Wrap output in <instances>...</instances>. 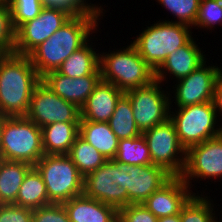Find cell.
I'll return each instance as SVG.
<instances>
[{
	"instance_id": "1",
	"label": "cell",
	"mask_w": 222,
	"mask_h": 222,
	"mask_svg": "<svg viewBox=\"0 0 222 222\" xmlns=\"http://www.w3.org/2000/svg\"><path fill=\"white\" fill-rule=\"evenodd\" d=\"M100 18L91 12L71 17L50 38L35 48L28 56L40 77L57 71L72 53L90 42L89 37L97 30Z\"/></svg>"
},
{
	"instance_id": "2",
	"label": "cell",
	"mask_w": 222,
	"mask_h": 222,
	"mask_svg": "<svg viewBox=\"0 0 222 222\" xmlns=\"http://www.w3.org/2000/svg\"><path fill=\"white\" fill-rule=\"evenodd\" d=\"M40 82L29 56L0 55V112L6 117H25Z\"/></svg>"
},
{
	"instance_id": "3",
	"label": "cell",
	"mask_w": 222,
	"mask_h": 222,
	"mask_svg": "<svg viewBox=\"0 0 222 222\" xmlns=\"http://www.w3.org/2000/svg\"><path fill=\"white\" fill-rule=\"evenodd\" d=\"M146 28L131 44L154 72L167 56L193 38L191 28L194 27L169 20L163 22L159 20Z\"/></svg>"
},
{
	"instance_id": "4",
	"label": "cell",
	"mask_w": 222,
	"mask_h": 222,
	"mask_svg": "<svg viewBox=\"0 0 222 222\" xmlns=\"http://www.w3.org/2000/svg\"><path fill=\"white\" fill-rule=\"evenodd\" d=\"M100 52L101 80L114 84L126 92L150 84L155 80L154 70L142 59L130 43L123 50Z\"/></svg>"
},
{
	"instance_id": "5",
	"label": "cell",
	"mask_w": 222,
	"mask_h": 222,
	"mask_svg": "<svg viewBox=\"0 0 222 222\" xmlns=\"http://www.w3.org/2000/svg\"><path fill=\"white\" fill-rule=\"evenodd\" d=\"M44 155L42 129L27 117H7L0 139V159L34 166Z\"/></svg>"
},
{
	"instance_id": "6",
	"label": "cell",
	"mask_w": 222,
	"mask_h": 222,
	"mask_svg": "<svg viewBox=\"0 0 222 222\" xmlns=\"http://www.w3.org/2000/svg\"><path fill=\"white\" fill-rule=\"evenodd\" d=\"M34 167L43 178L51 204L83 194L84 177L67 154H44Z\"/></svg>"
},
{
	"instance_id": "7",
	"label": "cell",
	"mask_w": 222,
	"mask_h": 222,
	"mask_svg": "<svg viewBox=\"0 0 222 222\" xmlns=\"http://www.w3.org/2000/svg\"><path fill=\"white\" fill-rule=\"evenodd\" d=\"M171 109L169 119L174 123L178 139L186 150L222 134V125H216L218 115L212 101L178 107L175 112Z\"/></svg>"
},
{
	"instance_id": "8",
	"label": "cell",
	"mask_w": 222,
	"mask_h": 222,
	"mask_svg": "<svg viewBox=\"0 0 222 222\" xmlns=\"http://www.w3.org/2000/svg\"><path fill=\"white\" fill-rule=\"evenodd\" d=\"M160 84L155 79L148 85L124 92L129 97L134 120L141 133L170 118L171 103L174 100L171 101L170 91L161 90Z\"/></svg>"
},
{
	"instance_id": "9",
	"label": "cell",
	"mask_w": 222,
	"mask_h": 222,
	"mask_svg": "<svg viewBox=\"0 0 222 222\" xmlns=\"http://www.w3.org/2000/svg\"><path fill=\"white\" fill-rule=\"evenodd\" d=\"M142 135L149 148L152 164L162 167L172 176H181L186 161V149L178 139L174 123L168 119L144 131Z\"/></svg>"
},
{
	"instance_id": "10",
	"label": "cell",
	"mask_w": 222,
	"mask_h": 222,
	"mask_svg": "<svg viewBox=\"0 0 222 222\" xmlns=\"http://www.w3.org/2000/svg\"><path fill=\"white\" fill-rule=\"evenodd\" d=\"M117 185L127 190V205L142 204L173 176L154 164L130 166L116 163Z\"/></svg>"
},
{
	"instance_id": "11",
	"label": "cell",
	"mask_w": 222,
	"mask_h": 222,
	"mask_svg": "<svg viewBox=\"0 0 222 222\" xmlns=\"http://www.w3.org/2000/svg\"><path fill=\"white\" fill-rule=\"evenodd\" d=\"M25 117L42 128L56 122H80V109L55 94L41 81L31 95Z\"/></svg>"
},
{
	"instance_id": "12",
	"label": "cell",
	"mask_w": 222,
	"mask_h": 222,
	"mask_svg": "<svg viewBox=\"0 0 222 222\" xmlns=\"http://www.w3.org/2000/svg\"><path fill=\"white\" fill-rule=\"evenodd\" d=\"M180 177L190 188L193 178H222V134L186 150L185 166Z\"/></svg>"
},
{
	"instance_id": "13",
	"label": "cell",
	"mask_w": 222,
	"mask_h": 222,
	"mask_svg": "<svg viewBox=\"0 0 222 222\" xmlns=\"http://www.w3.org/2000/svg\"><path fill=\"white\" fill-rule=\"evenodd\" d=\"M72 16L65 11L43 7L40 14L16 30L14 53L28 56L50 38Z\"/></svg>"
},
{
	"instance_id": "14",
	"label": "cell",
	"mask_w": 222,
	"mask_h": 222,
	"mask_svg": "<svg viewBox=\"0 0 222 222\" xmlns=\"http://www.w3.org/2000/svg\"><path fill=\"white\" fill-rule=\"evenodd\" d=\"M206 61L175 84L173 97L177 107L196 105L213 100L214 86L222 74L221 66H207ZM175 96V97H174Z\"/></svg>"
},
{
	"instance_id": "15",
	"label": "cell",
	"mask_w": 222,
	"mask_h": 222,
	"mask_svg": "<svg viewBox=\"0 0 222 222\" xmlns=\"http://www.w3.org/2000/svg\"><path fill=\"white\" fill-rule=\"evenodd\" d=\"M83 194L117 210L127 205V190L117 185L116 162L107 160L84 177Z\"/></svg>"
},
{
	"instance_id": "16",
	"label": "cell",
	"mask_w": 222,
	"mask_h": 222,
	"mask_svg": "<svg viewBox=\"0 0 222 222\" xmlns=\"http://www.w3.org/2000/svg\"><path fill=\"white\" fill-rule=\"evenodd\" d=\"M194 194L196 193L190 189L180 176H173L160 189L153 192L142 205L155 217L162 218L180 214L182 207Z\"/></svg>"
},
{
	"instance_id": "17",
	"label": "cell",
	"mask_w": 222,
	"mask_h": 222,
	"mask_svg": "<svg viewBox=\"0 0 222 222\" xmlns=\"http://www.w3.org/2000/svg\"><path fill=\"white\" fill-rule=\"evenodd\" d=\"M100 80L101 75L70 78L60 74L58 71L49 72L41 78V81L55 94L75 104L79 109L85 104Z\"/></svg>"
},
{
	"instance_id": "18",
	"label": "cell",
	"mask_w": 222,
	"mask_h": 222,
	"mask_svg": "<svg viewBox=\"0 0 222 222\" xmlns=\"http://www.w3.org/2000/svg\"><path fill=\"white\" fill-rule=\"evenodd\" d=\"M194 40L192 38L186 45L166 57L161 66L155 71L156 80L162 83L168 79L166 76L170 74L169 76L173 75L172 78L175 77L178 81L187 77L206 61V57H204L206 55L203 54L205 52L201 51Z\"/></svg>"
},
{
	"instance_id": "19",
	"label": "cell",
	"mask_w": 222,
	"mask_h": 222,
	"mask_svg": "<svg viewBox=\"0 0 222 222\" xmlns=\"http://www.w3.org/2000/svg\"><path fill=\"white\" fill-rule=\"evenodd\" d=\"M123 93L114 84L100 80L80 108V120L108 122L115 111L117 100Z\"/></svg>"
},
{
	"instance_id": "20",
	"label": "cell",
	"mask_w": 222,
	"mask_h": 222,
	"mask_svg": "<svg viewBox=\"0 0 222 222\" xmlns=\"http://www.w3.org/2000/svg\"><path fill=\"white\" fill-rule=\"evenodd\" d=\"M71 222H118V210L82 194L62 203Z\"/></svg>"
},
{
	"instance_id": "21",
	"label": "cell",
	"mask_w": 222,
	"mask_h": 222,
	"mask_svg": "<svg viewBox=\"0 0 222 222\" xmlns=\"http://www.w3.org/2000/svg\"><path fill=\"white\" fill-rule=\"evenodd\" d=\"M41 129L44 154H68L79 135V122H56Z\"/></svg>"
},
{
	"instance_id": "22",
	"label": "cell",
	"mask_w": 222,
	"mask_h": 222,
	"mask_svg": "<svg viewBox=\"0 0 222 222\" xmlns=\"http://www.w3.org/2000/svg\"><path fill=\"white\" fill-rule=\"evenodd\" d=\"M79 135L96 148L106 160H113L116 156L119 139L108 122L80 120Z\"/></svg>"
},
{
	"instance_id": "23",
	"label": "cell",
	"mask_w": 222,
	"mask_h": 222,
	"mask_svg": "<svg viewBox=\"0 0 222 222\" xmlns=\"http://www.w3.org/2000/svg\"><path fill=\"white\" fill-rule=\"evenodd\" d=\"M86 43L72 53L57 70L60 74L70 78H80L86 75H101L100 54L93 49L92 42Z\"/></svg>"
},
{
	"instance_id": "24",
	"label": "cell",
	"mask_w": 222,
	"mask_h": 222,
	"mask_svg": "<svg viewBox=\"0 0 222 222\" xmlns=\"http://www.w3.org/2000/svg\"><path fill=\"white\" fill-rule=\"evenodd\" d=\"M33 166L27 162L0 159V204H14L25 175Z\"/></svg>"
},
{
	"instance_id": "25",
	"label": "cell",
	"mask_w": 222,
	"mask_h": 222,
	"mask_svg": "<svg viewBox=\"0 0 222 222\" xmlns=\"http://www.w3.org/2000/svg\"><path fill=\"white\" fill-rule=\"evenodd\" d=\"M14 204L31 209L51 204L43 178L34 166L25 175Z\"/></svg>"
},
{
	"instance_id": "26",
	"label": "cell",
	"mask_w": 222,
	"mask_h": 222,
	"mask_svg": "<svg viewBox=\"0 0 222 222\" xmlns=\"http://www.w3.org/2000/svg\"><path fill=\"white\" fill-rule=\"evenodd\" d=\"M108 124L119 140L138 137L142 134L134 120L129 97L125 93L117 100L115 111Z\"/></svg>"
},
{
	"instance_id": "27",
	"label": "cell",
	"mask_w": 222,
	"mask_h": 222,
	"mask_svg": "<svg viewBox=\"0 0 222 222\" xmlns=\"http://www.w3.org/2000/svg\"><path fill=\"white\" fill-rule=\"evenodd\" d=\"M67 155L83 177L95 171L107 161L96 148L85 141L80 135L75 138Z\"/></svg>"
},
{
	"instance_id": "28",
	"label": "cell",
	"mask_w": 222,
	"mask_h": 222,
	"mask_svg": "<svg viewBox=\"0 0 222 222\" xmlns=\"http://www.w3.org/2000/svg\"><path fill=\"white\" fill-rule=\"evenodd\" d=\"M113 160L116 163L130 166L152 164L149 148L142 134L134 138L120 139L117 153Z\"/></svg>"
},
{
	"instance_id": "29",
	"label": "cell",
	"mask_w": 222,
	"mask_h": 222,
	"mask_svg": "<svg viewBox=\"0 0 222 222\" xmlns=\"http://www.w3.org/2000/svg\"><path fill=\"white\" fill-rule=\"evenodd\" d=\"M194 194L180 211L181 222H217L208 196ZM214 211V213H213Z\"/></svg>"
},
{
	"instance_id": "30",
	"label": "cell",
	"mask_w": 222,
	"mask_h": 222,
	"mask_svg": "<svg viewBox=\"0 0 222 222\" xmlns=\"http://www.w3.org/2000/svg\"><path fill=\"white\" fill-rule=\"evenodd\" d=\"M156 1V0H155ZM162 7H165L177 20L170 21L182 23L192 27L197 17L200 0H157Z\"/></svg>"
},
{
	"instance_id": "31",
	"label": "cell",
	"mask_w": 222,
	"mask_h": 222,
	"mask_svg": "<svg viewBox=\"0 0 222 222\" xmlns=\"http://www.w3.org/2000/svg\"><path fill=\"white\" fill-rule=\"evenodd\" d=\"M11 15L12 23L17 30L22 24L36 18L42 8V0H7Z\"/></svg>"
},
{
	"instance_id": "32",
	"label": "cell",
	"mask_w": 222,
	"mask_h": 222,
	"mask_svg": "<svg viewBox=\"0 0 222 222\" xmlns=\"http://www.w3.org/2000/svg\"><path fill=\"white\" fill-rule=\"evenodd\" d=\"M16 42V30L8 2L0 4V55L13 54Z\"/></svg>"
},
{
	"instance_id": "33",
	"label": "cell",
	"mask_w": 222,
	"mask_h": 222,
	"mask_svg": "<svg viewBox=\"0 0 222 222\" xmlns=\"http://www.w3.org/2000/svg\"><path fill=\"white\" fill-rule=\"evenodd\" d=\"M216 25L222 26V6L218 0H200L194 27L211 30Z\"/></svg>"
},
{
	"instance_id": "34",
	"label": "cell",
	"mask_w": 222,
	"mask_h": 222,
	"mask_svg": "<svg viewBox=\"0 0 222 222\" xmlns=\"http://www.w3.org/2000/svg\"><path fill=\"white\" fill-rule=\"evenodd\" d=\"M118 222H158L142 204H129L118 210Z\"/></svg>"
},
{
	"instance_id": "35",
	"label": "cell",
	"mask_w": 222,
	"mask_h": 222,
	"mask_svg": "<svg viewBox=\"0 0 222 222\" xmlns=\"http://www.w3.org/2000/svg\"><path fill=\"white\" fill-rule=\"evenodd\" d=\"M32 222H71L63 204L52 203L33 209Z\"/></svg>"
},
{
	"instance_id": "36",
	"label": "cell",
	"mask_w": 222,
	"mask_h": 222,
	"mask_svg": "<svg viewBox=\"0 0 222 222\" xmlns=\"http://www.w3.org/2000/svg\"><path fill=\"white\" fill-rule=\"evenodd\" d=\"M33 209L15 204H0V222H32Z\"/></svg>"
},
{
	"instance_id": "37",
	"label": "cell",
	"mask_w": 222,
	"mask_h": 222,
	"mask_svg": "<svg viewBox=\"0 0 222 222\" xmlns=\"http://www.w3.org/2000/svg\"><path fill=\"white\" fill-rule=\"evenodd\" d=\"M43 7L65 11L72 17L84 15L88 11L77 0H42Z\"/></svg>"
},
{
	"instance_id": "38",
	"label": "cell",
	"mask_w": 222,
	"mask_h": 222,
	"mask_svg": "<svg viewBox=\"0 0 222 222\" xmlns=\"http://www.w3.org/2000/svg\"><path fill=\"white\" fill-rule=\"evenodd\" d=\"M212 102H213L216 112H218L217 114H221L222 113V74L216 80ZM219 116H222V114L218 115V117Z\"/></svg>"
},
{
	"instance_id": "39",
	"label": "cell",
	"mask_w": 222,
	"mask_h": 222,
	"mask_svg": "<svg viewBox=\"0 0 222 222\" xmlns=\"http://www.w3.org/2000/svg\"><path fill=\"white\" fill-rule=\"evenodd\" d=\"M88 12L94 13L96 15L103 16L102 13H104V9L102 8V6H98L96 4L93 3H88V1L86 2V0H77Z\"/></svg>"
},
{
	"instance_id": "40",
	"label": "cell",
	"mask_w": 222,
	"mask_h": 222,
	"mask_svg": "<svg viewBox=\"0 0 222 222\" xmlns=\"http://www.w3.org/2000/svg\"><path fill=\"white\" fill-rule=\"evenodd\" d=\"M158 222H181L180 214L158 218Z\"/></svg>"
},
{
	"instance_id": "41",
	"label": "cell",
	"mask_w": 222,
	"mask_h": 222,
	"mask_svg": "<svg viewBox=\"0 0 222 222\" xmlns=\"http://www.w3.org/2000/svg\"><path fill=\"white\" fill-rule=\"evenodd\" d=\"M6 118H7V117H6L3 113L0 112V139H1L2 126H3V123H4V121H5Z\"/></svg>"
},
{
	"instance_id": "42",
	"label": "cell",
	"mask_w": 222,
	"mask_h": 222,
	"mask_svg": "<svg viewBox=\"0 0 222 222\" xmlns=\"http://www.w3.org/2000/svg\"><path fill=\"white\" fill-rule=\"evenodd\" d=\"M3 2H6V0H0V4L3 3Z\"/></svg>"
}]
</instances>
